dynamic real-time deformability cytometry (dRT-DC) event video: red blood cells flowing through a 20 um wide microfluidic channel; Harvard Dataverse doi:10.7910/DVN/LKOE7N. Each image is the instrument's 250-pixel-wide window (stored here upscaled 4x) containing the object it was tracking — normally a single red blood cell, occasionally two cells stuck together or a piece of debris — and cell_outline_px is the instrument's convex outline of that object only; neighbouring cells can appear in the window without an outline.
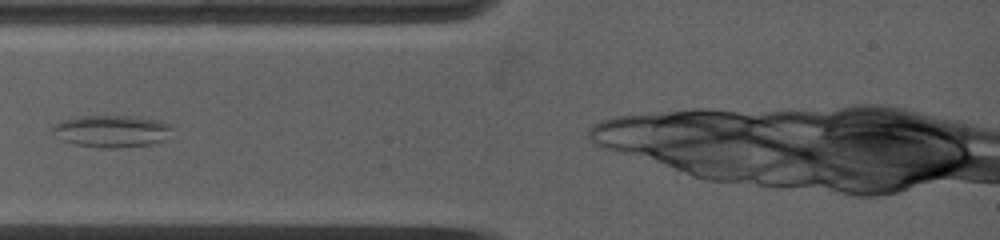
{"species": "common noctule bat (a hibernating species)", "species_latin": "Nyctalus noctula", "temperature_condition": "warm", "stored_images_in_passage": 11, "camera_frame_rate_fps": 5000, "um_per_image_px": 0.085, "animal": {"sex": "female", "body_mass_g": 19.0, "forearm_length_mm": 53.3}, "frame": {"image": 1, "passage_image": 2, "time_ms": 0.6, "image_size_px": [1000, 240], "cell_outline_px": [[172, 128], [164, 140], [152, 144], [120, 148], [104, 148], [72, 144], [64, 140], [52, 128], [60, 120], [80, 116], [132, 116], [160, 120], [168, 124]], "centroid_in_image_um": [9.52, 11.15], "position_along_channel_um": 75.5, "area_um2": 22.14}}
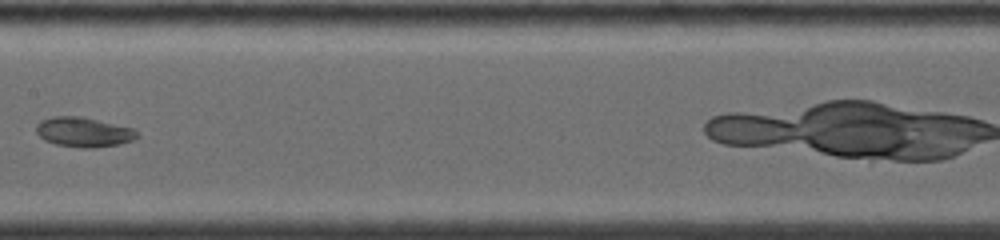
{"frame": {"image": 2, "passage_image": 8, "time_ms": 3.8, "image_size_px": [1000, 240], "cell_outline_px": [[140, 136], [132, 140], [120, 144], [96, 148], [80, 148], [56, 144], [44, 140], [36, 132], [36, 124], [40, 120], [52, 116], [80, 116], [136, 128]], "centroid_in_image_um": [7.13, 11.22], "position_along_channel_um": 200.3, "area_um2": 17.8}}